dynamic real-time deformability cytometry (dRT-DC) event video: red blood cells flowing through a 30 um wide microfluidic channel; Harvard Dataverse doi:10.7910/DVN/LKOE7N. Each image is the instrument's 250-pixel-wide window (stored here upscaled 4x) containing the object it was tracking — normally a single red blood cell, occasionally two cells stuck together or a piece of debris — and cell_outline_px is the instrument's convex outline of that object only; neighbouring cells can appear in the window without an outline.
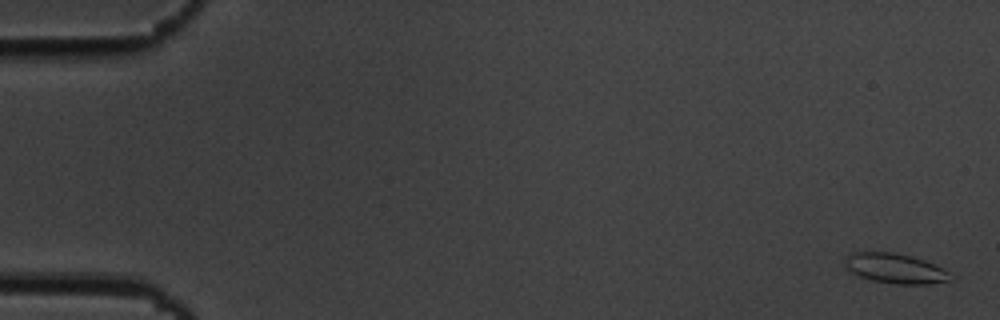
{"species": "common noctule bat (a hibernating species)", "species_latin": "Nyctalus noctula", "temperature_condition": "cold", "stored_images_in_passage": 56, "camera_frame_rate_fps": 3000, "um_per_image_px": 0.085, "animal": {"sex": "male", "body_mass_g": 19.5, "forearm_length_mm": 54.6}, "frame": {"image": 1, "passage_image": 2, "time_ms": 0.333, "image_size_px": [1000, 320], "cell_outline_px": [[952, 280], [928, 284], [896, 284], [872, 280], [860, 276], [844, 268], [844, 260], [848, 252], [892, 252], [924, 260], [948, 272]], "centroid_in_image_um": [76.01, 22.81], "position_along_channel_um": 9.0, "area_um2": 18.21}}
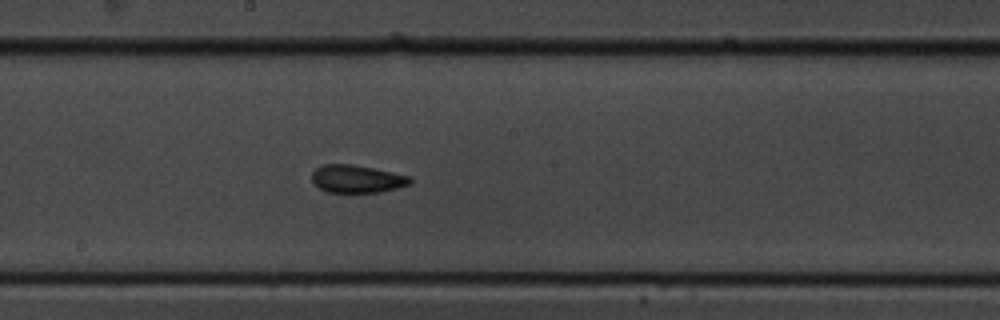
{"frame": {"image": 2, "passage_image": 31, "time_ms": 10.0, "image_size_px": [1000, 320], "cell_outline_px": [[412, 184], [380, 192], [328, 192], [320, 188], [312, 180], [312, 172], [316, 168], [324, 164], [352, 164], [412, 176]], "centroid_in_image_um": [30.37, 15.2], "position_along_channel_um": 217.8, "area_um2": 15.84}}
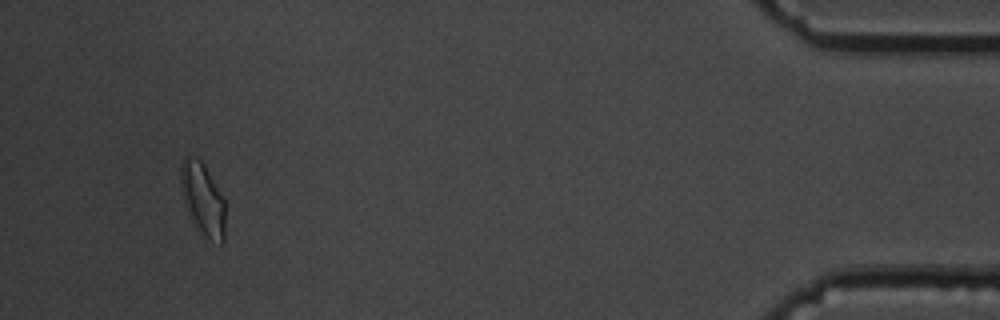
{"frame": {"image": 3, "passage_image": 53, "time_ms": 17.333, "image_size_px": [1000, 320], "cell_outline_px": [[224, 240], [220, 244], [208, 240], [196, 228], [188, 212], [184, 200], [180, 184], [180, 164], [184, 156], [188, 156], [200, 160], [204, 164], [224, 200]], "centroid_in_image_um": [17.22, 16.94], "position_along_channel_um": 418.0, "area_um2": 18.67}, "authors_computed_cell_mechanics": {"area_um2": 16.3863, "velocity_mm_per_s": 3.6498, "shape_relaxation_time_tau1_ms": 9.0202, "shape_relaxation_time_tau2_ms": 1.3914, "deformation_change_tau1": 0.1871, "deformation_change_tau2": 0.0645}}